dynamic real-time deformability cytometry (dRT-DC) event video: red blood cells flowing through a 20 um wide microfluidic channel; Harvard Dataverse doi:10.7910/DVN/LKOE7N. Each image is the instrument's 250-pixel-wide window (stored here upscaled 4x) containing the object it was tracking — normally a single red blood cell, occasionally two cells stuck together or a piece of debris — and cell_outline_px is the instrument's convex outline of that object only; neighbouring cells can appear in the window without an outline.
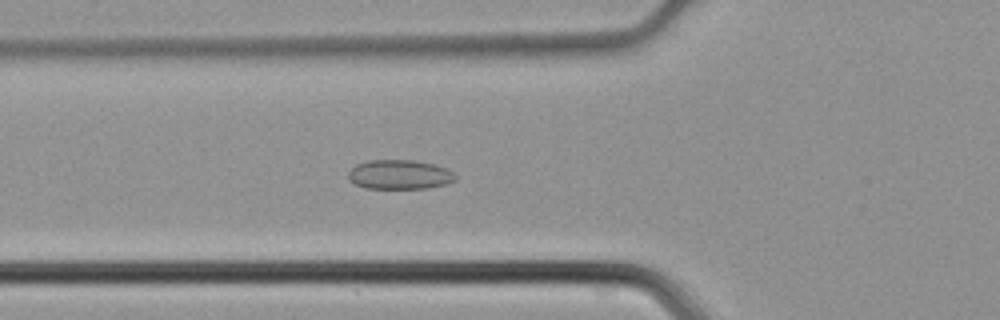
{"species": "common noctule bat (a hibernating species)", "species_latin": "Nyctalus noctula", "temperature_condition": "cold", "stored_images_in_passage": 47, "camera_frame_rate_fps": 3000, "um_per_image_px": 0.085, "animal": {"sex": "male", "body_mass_g": 21.5, "forearm_length_mm": 52.0}, "frame": {"image": 1, "passage_image": 17, "time_ms": 5.333, "image_size_px": [1000, 320], "cell_outline_px": [[456, 180], [444, 184], [428, 188], [364, 188], [348, 180], [348, 172], [356, 164], [368, 160], [412, 160], [432, 164], [444, 168], [452, 172], [456, 176]], "centroid_in_image_um": [33.92, 14.84], "position_along_channel_um": 91.9, "area_um2": 18.21}}
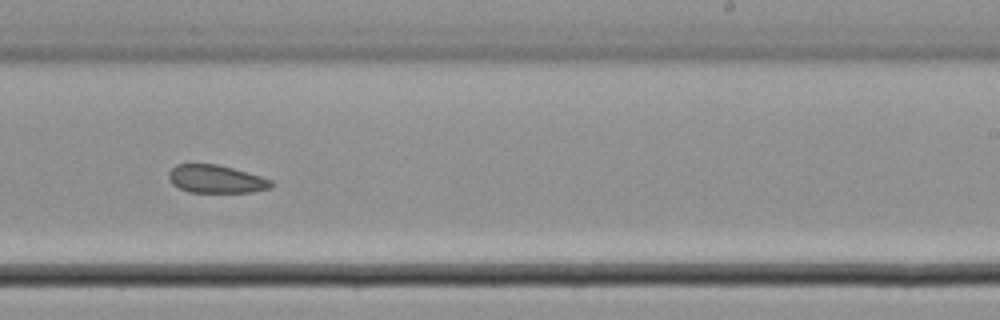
{"frame": {"image": 2, "passage_image": 29, "time_ms": 9.333, "image_size_px": [1000, 320], "cell_outline_px": [[272, 188], [252, 192], [188, 192], [172, 184], [168, 176], [168, 172], [176, 164], [216, 164], [232, 168], [260, 176], [272, 180]], "centroid_in_image_um": [18.35, 15.22], "position_along_channel_um": 270.6, "area_um2": 16.65}}
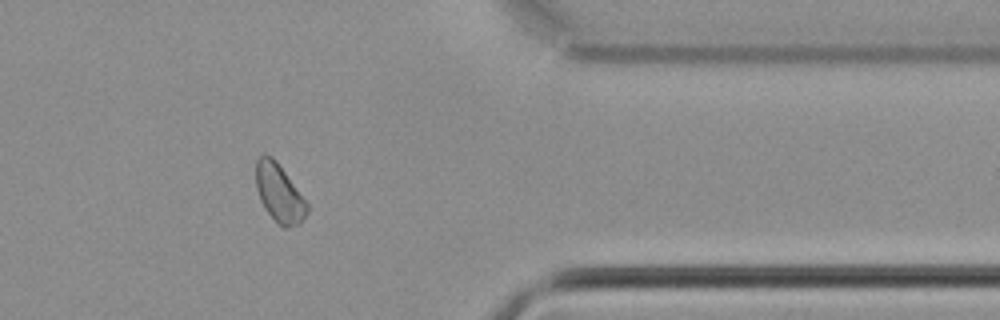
{"frame": {"image": 3, "passage_image": 38, "time_ms": 12.333, "image_size_px": [1000, 320], "cell_outline_px": [[308, 212], [300, 224], [288, 228], [284, 228], [264, 208], [260, 200], [256, 188], [256, 160], [264, 152], [272, 156], [276, 160], [308, 204]], "centroid_in_image_um": [23.72, 16.4], "position_along_channel_um": 387.7, "area_um2": 17.22}}